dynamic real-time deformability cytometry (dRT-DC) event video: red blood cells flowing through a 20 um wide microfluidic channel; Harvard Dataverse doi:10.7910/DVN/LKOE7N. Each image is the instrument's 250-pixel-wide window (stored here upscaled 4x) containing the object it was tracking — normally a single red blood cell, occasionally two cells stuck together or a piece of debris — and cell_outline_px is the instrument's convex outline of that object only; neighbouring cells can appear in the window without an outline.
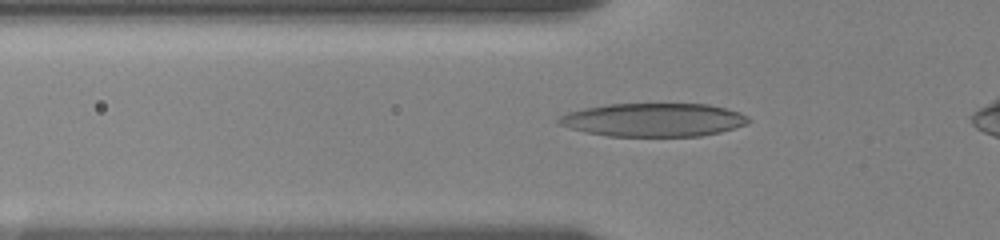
{"species": "human", "species_latin": "Homo sapiens", "temperature_condition": "room temperature", "stored_images_in_passage": 53, "camera_frame_rate_fps": 3000, "um_per_image_px": 0.085, "donor": {"sex": "female"}, "frame": {"image": 1, "passage_image": 4, "time_ms": 1.0, "image_size_px": [1000, 240], "cell_outline_px": [[752, 120], [748, 124], [720, 132], [700, 136], [608, 136], [588, 132], [556, 124], [556, 120], [560, 116], [568, 112], [584, 108], [608, 104], [708, 104], [740, 112], [748, 116]], "centroid_in_image_um": [55.57, 10.19], "position_along_channel_um": 70.2, "area_um2": 36.93}}
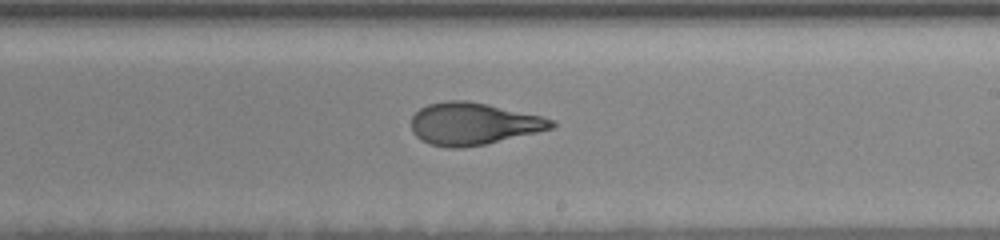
{"frame": {"image": 2, "passage_image": 28, "time_ms": 6.0, "image_size_px": [1000, 240], "cell_outline_px": [[556, 124], [552, 128], [536, 132], [484, 144], [460, 148], [448, 148], [428, 144], [420, 140], [412, 132], [412, 116], [420, 108], [428, 104], [448, 100], [464, 100], [484, 104], [540, 116], [552, 120]], "centroid_in_image_um": [40.15, 10.53], "position_along_channel_um": 248.8, "area_um2": 33.93}}
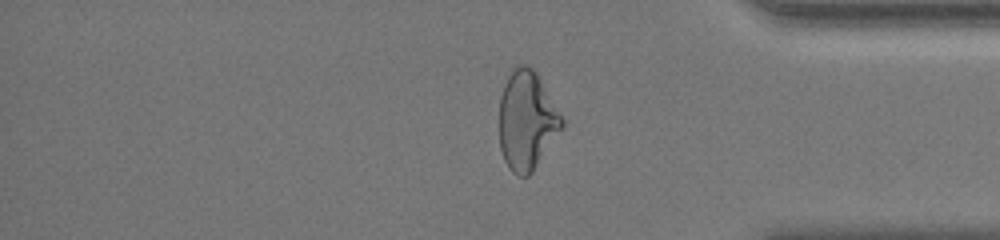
{"frame": {"image": 3, "passage_image": 46, "time_ms": 10.333, "image_size_px": [1000, 240], "cell_outline_px": [[564, 124], [532, 172], [528, 176], [516, 176], [512, 172], [504, 160], [500, 148], [500, 96], [504, 84], [508, 76], [516, 64], [528, 64], [536, 72], [564, 120]], "centroid_in_image_um": [44.75, 10.23], "position_along_channel_um": 390.4, "area_um2": 35.72}, "authors_computed_cell_mechanics": {"area_um2": 34.5066, "velocity_mm_per_s": 3.5665, "shape_relaxation_time_tau1_ms": 5.908, "shape_relaxation_time_tau2_ms": 1.2033, "deformation_change_tau1": 0.2486, "deformation_change_tau2": 0.09}}